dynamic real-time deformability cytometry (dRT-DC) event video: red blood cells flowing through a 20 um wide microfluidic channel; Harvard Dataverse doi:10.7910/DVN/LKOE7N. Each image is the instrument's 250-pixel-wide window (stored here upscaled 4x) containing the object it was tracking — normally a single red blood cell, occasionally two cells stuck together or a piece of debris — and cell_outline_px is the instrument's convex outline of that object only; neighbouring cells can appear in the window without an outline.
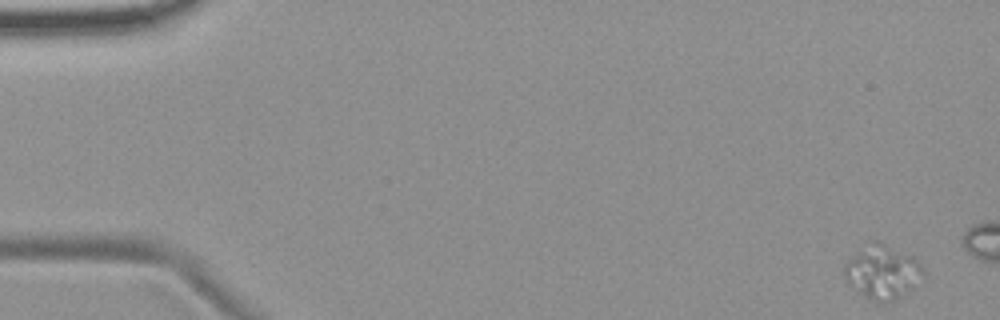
{"species": "common noctule bat (a hibernating species)", "species_latin": "Nyctalus noctula", "temperature_condition": "room temperature", "stored_images_in_passage": 4, "camera_frame_rate_fps": 3000, "um_per_image_px": 0.085, "animal": {"sex": "female", "body_mass_g": 19.9}, "frame": {"image": 1, "passage_image": 1, "time_ms": 0.0, "image_size_px": [1000, 320], "cell_outline_px": [[924, 280], [908, 292], [892, 300], [880, 304], [864, 296], [848, 284], [844, 280], [844, 264], [868, 240], [880, 240], [912, 256], [924, 268]], "centroid_in_image_um": [75.01, 23.1], "position_along_channel_um": 10.0, "area_um2": 25.26}}